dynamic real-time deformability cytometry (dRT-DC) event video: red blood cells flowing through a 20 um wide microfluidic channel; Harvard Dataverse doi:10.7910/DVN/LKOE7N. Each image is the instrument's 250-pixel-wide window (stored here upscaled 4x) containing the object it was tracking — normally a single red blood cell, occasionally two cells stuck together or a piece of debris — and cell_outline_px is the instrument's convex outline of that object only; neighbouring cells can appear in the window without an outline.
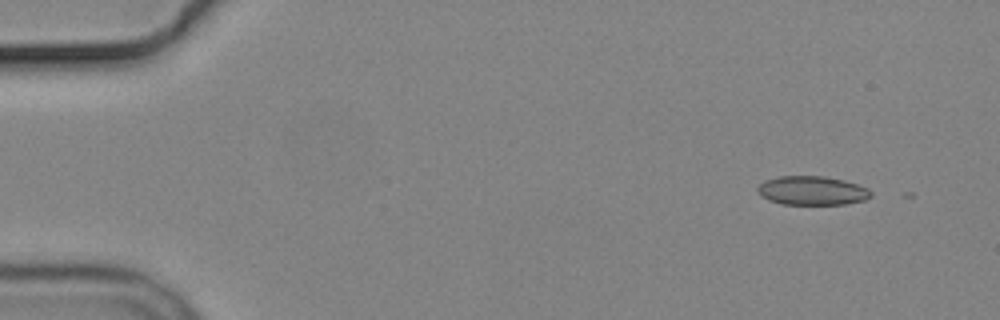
{"species": "common noctule bat (a hibernating species)", "species_latin": "Nyctalus noctula", "temperature_condition": "cold", "stored_images_in_passage": 3, "camera_frame_rate_fps": 3000, "um_per_image_px": 0.085, "animal": {"sex": "male", "body_mass_g": 19.2, "forearm_length_mm": 51.8}, "frame": {"image": 1, "passage_image": 1, "time_ms": 0.0, "image_size_px": [1000, 320], "cell_outline_px": [[872, 196], [864, 200], [844, 204], [780, 204], [768, 200], [760, 196], [756, 192], [756, 188], [764, 180], [780, 176], [824, 176], [844, 180], [868, 188], [872, 192]], "centroid_in_image_um": [68.99, 16.2], "position_along_channel_um": 16.0, "area_um2": 19.25}}